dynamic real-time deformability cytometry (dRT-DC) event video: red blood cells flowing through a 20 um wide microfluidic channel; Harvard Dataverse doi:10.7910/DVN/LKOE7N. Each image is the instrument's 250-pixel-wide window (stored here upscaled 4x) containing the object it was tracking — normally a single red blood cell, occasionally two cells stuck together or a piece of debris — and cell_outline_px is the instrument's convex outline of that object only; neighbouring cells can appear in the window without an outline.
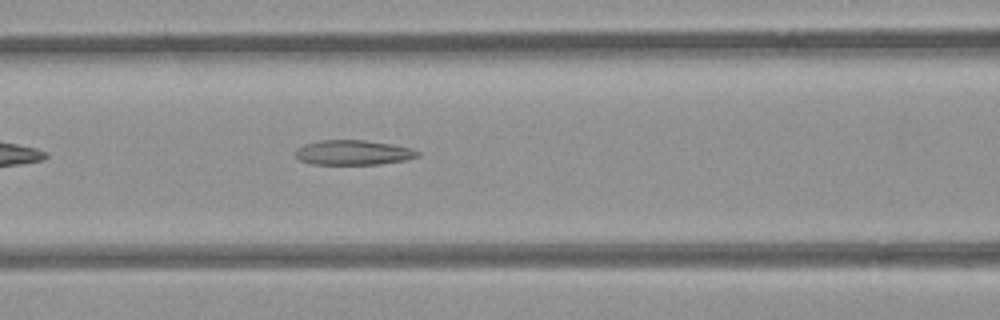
{"species": "common noctule bat (a hibernating species)", "species_latin": "Nyctalus noctula", "temperature_condition": "room temperature", "stored_images_in_passage": 35, "camera_frame_rate_fps": 3000, "um_per_image_px": 0.085, "animal": {"sex": "female", "body_mass_g": 21.9}, "frame": {"image": 1, "passage_image": 7, "time_ms": 2.0, "image_size_px": [1000, 320], "cell_outline_px": [[420, 156], [408, 160], [380, 164], [312, 164], [300, 160], [296, 156], [296, 148], [304, 144], [316, 140], [364, 140], [392, 144], [412, 148], [420, 152]], "centroid_in_image_um": [30.05, 12.96], "position_along_channel_um": 136.6, "area_um2": 17.86}}
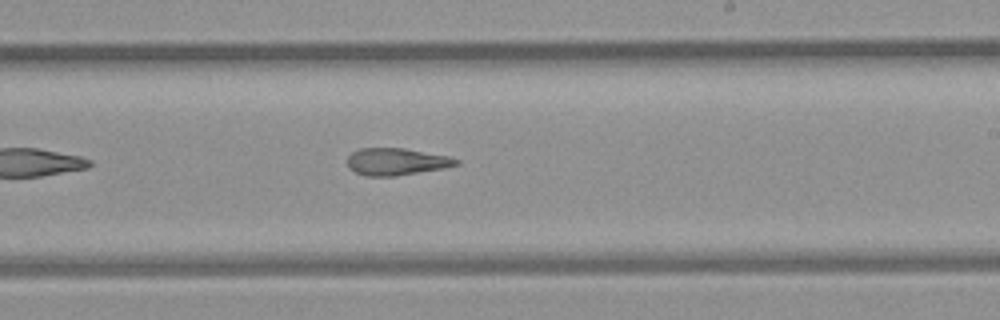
{"frame": {"image": 2, "passage_image": 16, "time_ms": 5.0, "image_size_px": [1000, 320], "cell_outline_px": [[460, 164], [444, 168], [396, 176], [364, 176], [348, 168], [348, 156], [352, 152], [360, 148], [404, 148], [448, 156], [460, 160]], "centroid_in_image_um": [33.69, 13.74], "position_along_channel_um": 255.3, "area_um2": 17.22}}
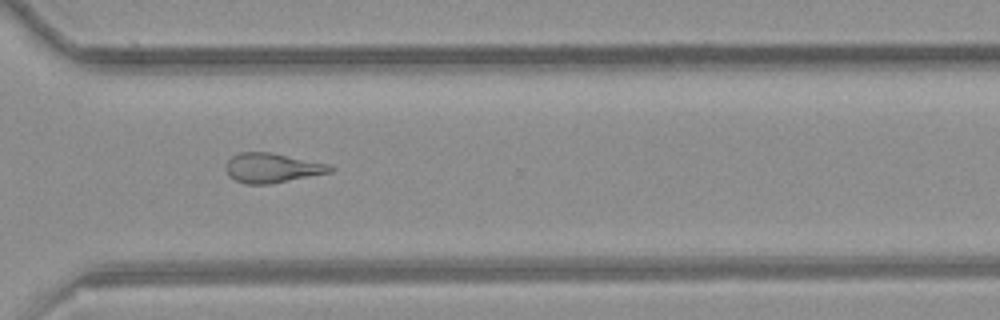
{"frame": {"image": 3, "passage_image": 23, "time_ms": 7.333, "image_size_px": [1000, 320], "cell_outline_px": [[336, 168], [332, 172], [268, 184], [244, 184], [228, 176], [224, 168], [224, 164], [232, 156], [240, 152], [272, 152], [328, 164]], "centroid_in_image_um": [23.09, 14.27], "position_along_channel_um": 347.5, "area_um2": 18.09}}